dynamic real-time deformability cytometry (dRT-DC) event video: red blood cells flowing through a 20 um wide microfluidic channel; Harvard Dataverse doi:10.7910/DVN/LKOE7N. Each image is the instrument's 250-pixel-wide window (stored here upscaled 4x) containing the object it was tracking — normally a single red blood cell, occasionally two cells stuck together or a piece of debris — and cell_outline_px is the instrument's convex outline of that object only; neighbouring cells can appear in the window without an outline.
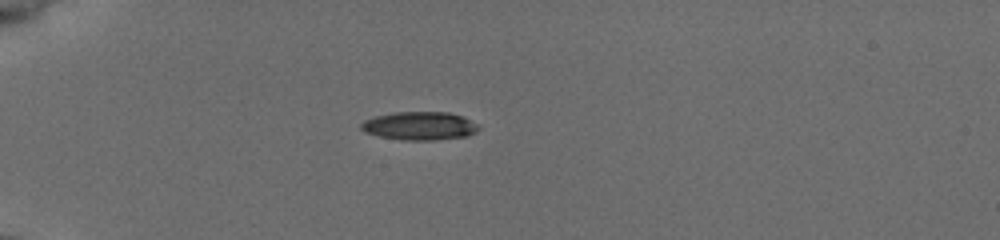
{"species": "common noctule bat (a hibernating species)", "species_latin": "Nyctalus noctula", "temperature_condition": "cold", "stored_images_in_passage": 39, "camera_frame_rate_fps": 3000, "um_per_image_px": 0.085, "animal": {"sex": "female", "body_mass_g": 19.5, "forearm_length_mm": 54.1}, "frame": {"image": 1, "passage_image": 1, "time_ms": 0.0, "image_size_px": [1000, 240], "cell_outline_px": [[480, 128], [476, 132], [468, 136], [436, 140], [400, 140], [380, 136], [364, 132], [360, 128], [360, 124], [364, 120], [376, 116], [396, 112], [448, 112], [460, 116], [480, 124]], "centroid_in_image_um": [35.68, 10.71], "position_along_channel_um": 49.3, "area_um2": 19.48}}
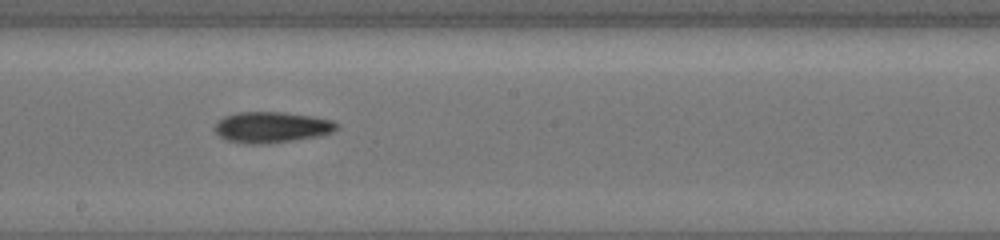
{"frame": {"image": 2, "passage_image": 17, "time_ms": 5.333, "image_size_px": [1000, 240], "cell_outline_px": [[340, 124], [332, 132], [320, 136], [268, 144], [248, 144], [228, 140], [220, 136], [216, 132], [216, 124], [224, 116], [236, 112], [280, 112], [312, 116], [332, 120]], "centroid_in_image_um": [23.12, 10.82], "position_along_channel_um": 225.1, "area_um2": 21.91}}
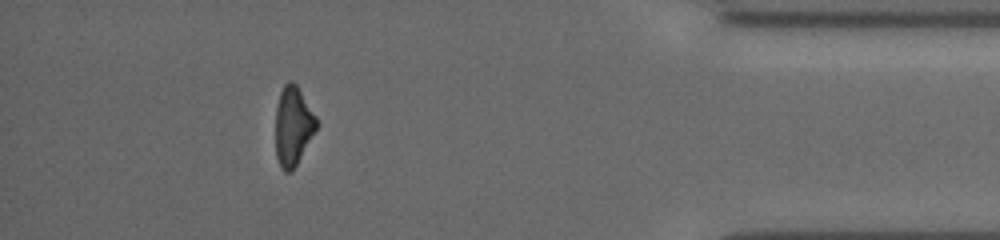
{"frame": {"image": 3, "passage_image": 34, "time_ms": 11.0, "image_size_px": [1000, 240], "cell_outline_px": [[316, 128], [296, 164], [288, 172], [284, 172], [280, 168], [276, 156], [276, 108], [280, 92], [284, 84], [288, 80], [292, 80], [296, 84], [316, 116]], "centroid_in_image_um": [24.88, 10.68], "position_along_channel_um": 410.3, "area_um2": 18.44}, "authors_computed_cell_mechanics": {"area_um2": 20.2878, "velocity_mm_per_s": 3.9226, "shape_relaxation_time_tau1_ms": 3.1428, "shape_relaxation_time_tau2_ms": 5.7288, "deformation_change_tau1": 0.1379, "deformation_change_tau2": 0.1663}}